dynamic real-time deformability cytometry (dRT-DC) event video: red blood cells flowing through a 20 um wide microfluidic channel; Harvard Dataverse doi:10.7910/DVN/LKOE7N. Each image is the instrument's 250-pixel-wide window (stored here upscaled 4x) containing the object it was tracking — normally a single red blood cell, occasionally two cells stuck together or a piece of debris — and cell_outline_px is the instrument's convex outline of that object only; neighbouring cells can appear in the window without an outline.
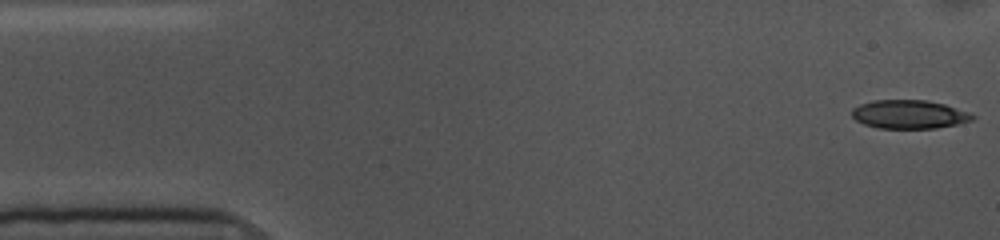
{"species": "common noctule bat (a hibernating species)", "species_latin": "Nyctalus noctula", "temperature_condition": "cold", "stored_images_in_passage": 54, "camera_frame_rate_fps": 3000, "um_per_image_px": 0.085, "animal": {"sex": "female", "body_mass_g": 10.0, "forearm_length_mm": 53.1}, "frame": {"image": 1, "passage_image": 1, "time_ms": 0.0, "image_size_px": [1000, 240], "cell_outline_px": [[976, 116], [972, 120], [956, 124], [936, 128], [880, 128], [864, 124], [856, 120], [852, 116], [852, 108], [860, 104], [872, 100], [928, 100], [944, 104], [972, 112]], "centroid_in_image_um": [77.3, 9.71], "position_along_channel_um": 7.7, "area_um2": 20.17}}
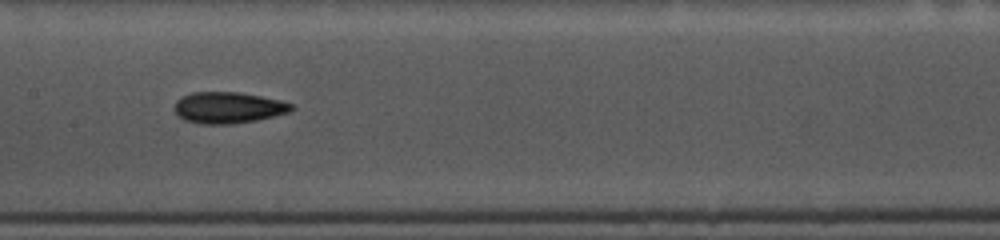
{"frame": {"image": 2, "passage_image": 25, "time_ms": 8.0, "image_size_px": [1000, 240], "cell_outline_px": [[296, 108], [288, 112], [256, 120], [232, 124], [200, 124], [184, 120], [176, 112], [176, 100], [180, 96], [192, 92], [236, 92], [260, 96], [280, 100], [296, 104]], "centroid_in_image_um": [19.42, 9.14], "position_along_channel_um": 188.0, "area_um2": 21.33}}
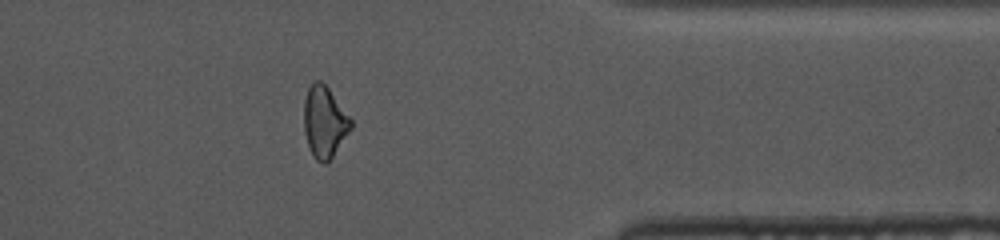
{"frame": {"image": 3, "passage_image": 43, "time_ms": 14.0, "image_size_px": [1000, 240], "cell_outline_px": [[352, 128], [332, 156], [324, 164], [316, 160], [312, 156], [308, 148], [304, 132], [304, 100], [308, 88], [316, 80], [320, 80], [328, 88], [352, 120]], "centroid_in_image_um": [27.56, 10.38], "position_along_channel_um": 383.8, "area_um2": 19.36}, "authors_computed_cell_mechanics": {"area_um2": 20.6635, "velocity_mm_per_s": 3.5988, "shape_relaxation_time_tau1_ms": 9.337, "shape_relaxation_time_tau2_ms": 3.4581, "deformation_change_tau1": 0.1828, "deformation_change_tau2": 0.1261}}